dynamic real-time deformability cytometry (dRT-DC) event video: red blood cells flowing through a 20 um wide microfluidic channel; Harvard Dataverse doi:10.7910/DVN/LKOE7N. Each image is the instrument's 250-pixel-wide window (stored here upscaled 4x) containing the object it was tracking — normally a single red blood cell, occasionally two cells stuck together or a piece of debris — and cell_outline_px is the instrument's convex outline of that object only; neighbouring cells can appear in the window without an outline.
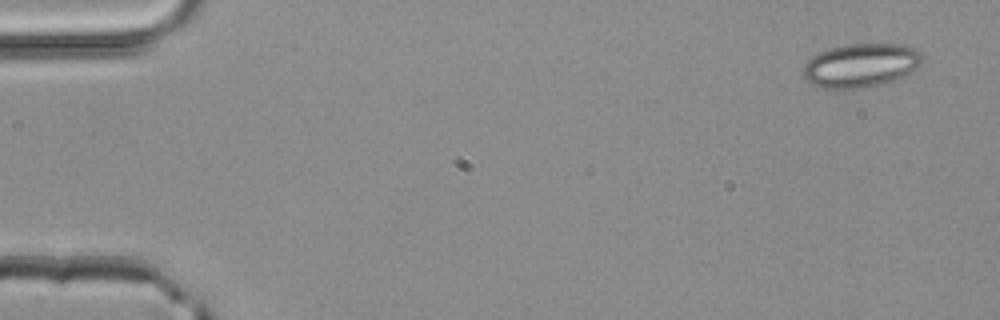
{"species": "common noctule bat (a hibernating species)", "species_latin": "Nyctalus noctula", "temperature_condition": "room temperature", "stored_images_in_passage": 8, "camera_frame_rate_fps": 3000, "um_per_image_px": 0.085, "animal": {"sex": "male", "body_mass_g": 20.4}, "frame": {"image": 1, "passage_image": 1, "time_ms": 0.0, "image_size_px": [1000, 320], "cell_outline_px": [[924, 56], [920, 64], [908, 76], [884, 84], [868, 88], [824, 88], [812, 84], [804, 76], [804, 64], [812, 56], [828, 48], [848, 44], [904, 44], [916, 48]], "centroid_in_image_um": [73.24, 5.55], "position_along_channel_um": 11.8, "area_um2": 30.75}}
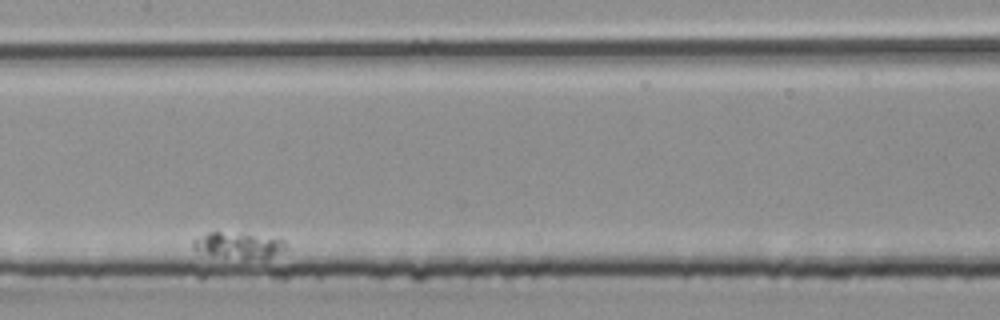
{"frame": {"image": 2, "passage_image": 6, "time_ms": 1.667, "image_size_px": [1000, 320], "cell_outline_px": [[288, 252], [272, 256], [244, 260], [200, 256], [192, 248], [192, 240], [208, 232], [220, 232], [280, 236], [288, 244]], "centroid_in_image_um": [20.3, 20.89], "position_along_channel_um": 187.1, "area_um2": 15.43}}
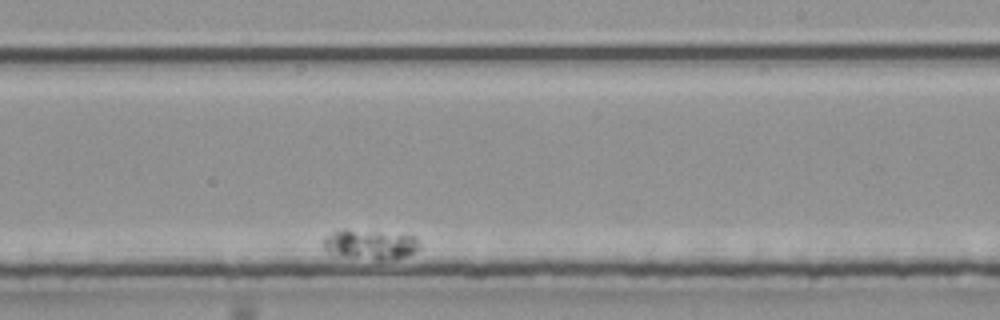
{"frame": {"image": 3, "passage_image": 8, "time_ms": 2.333, "image_size_px": [1000, 320], "cell_outline_px": [[420, 248], [416, 252], [404, 256], [380, 260], [376, 260], [340, 256], [328, 252], [324, 248], [324, 236], [332, 232], [344, 228], [348, 228], [416, 236], [420, 244]], "centroid_in_image_um": [31.45, 20.76], "position_along_channel_um": 257.6, "area_um2": 16.88}}